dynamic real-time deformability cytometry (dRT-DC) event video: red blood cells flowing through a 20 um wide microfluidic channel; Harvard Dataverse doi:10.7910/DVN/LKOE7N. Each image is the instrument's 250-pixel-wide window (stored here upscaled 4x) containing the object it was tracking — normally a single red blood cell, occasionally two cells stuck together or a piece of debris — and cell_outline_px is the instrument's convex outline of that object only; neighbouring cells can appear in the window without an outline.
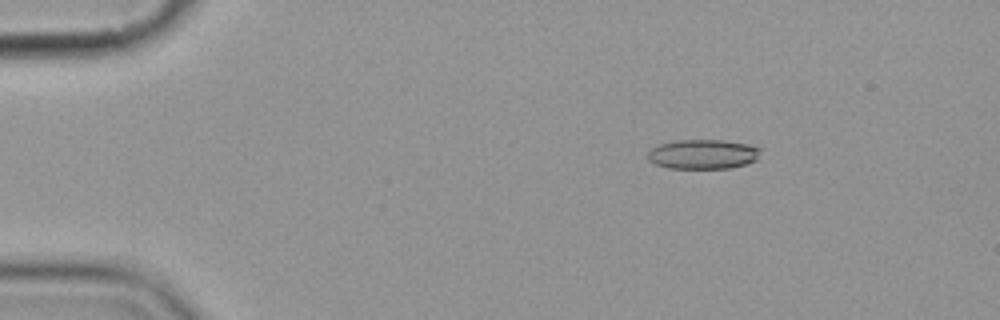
{"species": "common noctule bat (a hibernating species)", "species_latin": "Nyctalus noctula", "temperature_condition": "cold", "stored_images_in_passage": 5, "camera_frame_rate_fps": 3000, "um_per_image_px": 0.085, "animal": {"sex": "female", "body_mass_g": 19.9}, "frame": {"image": 1, "passage_image": 3, "time_ms": 2.333, "image_size_px": [1000, 320], "cell_outline_px": [[760, 148], [756, 160], [744, 164], [728, 168], [668, 168], [656, 164], [648, 160], [648, 152], [652, 148], [660, 144], [676, 140], [724, 140], [748, 144]], "centroid_in_image_um": [59.73, 13.1], "position_along_channel_um": 25.3, "area_um2": 19.25}}